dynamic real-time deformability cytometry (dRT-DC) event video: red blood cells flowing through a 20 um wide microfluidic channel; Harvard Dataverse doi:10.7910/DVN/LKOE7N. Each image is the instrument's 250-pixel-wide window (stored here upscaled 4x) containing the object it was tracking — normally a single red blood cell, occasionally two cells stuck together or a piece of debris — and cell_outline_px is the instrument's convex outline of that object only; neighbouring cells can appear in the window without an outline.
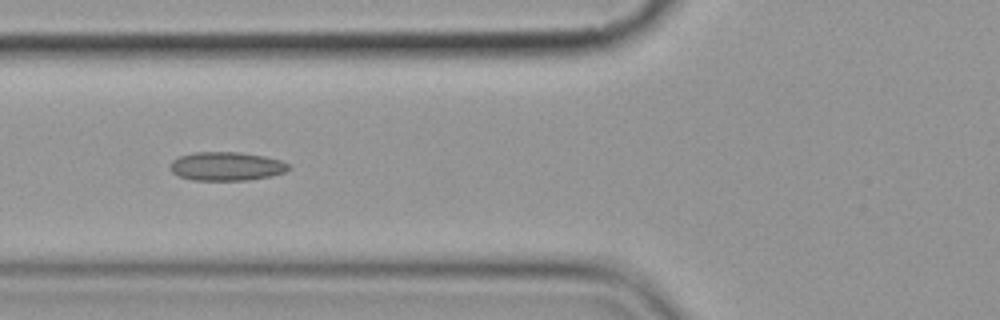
{"species": "common noctule bat (a hibernating species)", "species_latin": "Nyctalus noctula", "temperature_condition": "cold", "stored_images_in_passage": 13, "camera_frame_rate_fps": 3000, "um_per_image_px": 0.085, "animal": {"sex": "female", "body_mass_g": 19.9}, "frame": {"image": 1, "passage_image": 4, "time_ms": 3.667, "image_size_px": [1000, 320], "cell_outline_px": [[292, 168], [284, 172], [272, 176], [248, 180], [192, 180], [180, 176], [172, 172], [168, 168], [172, 160], [180, 156], [196, 152], [240, 152], [264, 156], [280, 160], [288, 164]], "centroid_in_image_um": [19.25, 14.13], "position_along_channel_um": 106.6, "area_um2": 19.88}}
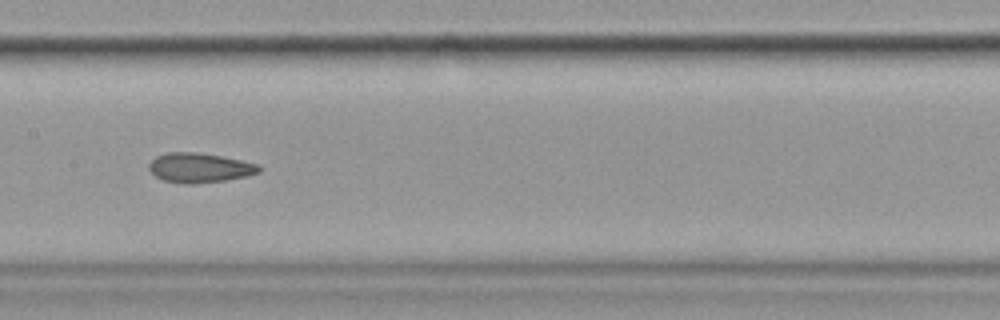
{"frame": {"image": 2, "passage_image": 6, "time_ms": 6.0, "image_size_px": [1000, 320], "cell_outline_px": [[260, 172], [248, 176], [224, 180], [192, 184], [184, 184], [164, 180], [156, 176], [148, 168], [148, 164], [156, 156], [168, 152], [196, 152], [220, 156], [260, 164]], "centroid_in_image_um": [16.97, 14.26], "position_along_channel_um": 190.4, "area_um2": 18.9}}
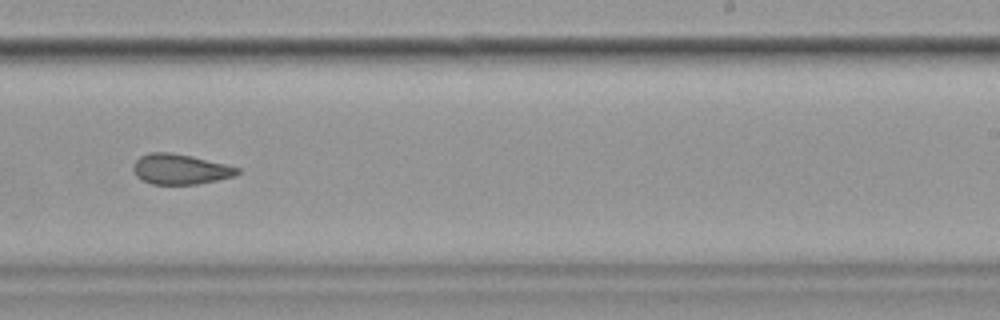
{"frame": {"image": 3, "passage_image": 8, "time_ms": 8.333, "image_size_px": [1000, 320], "cell_outline_px": [[240, 172], [236, 176], [196, 184], [152, 184], [136, 176], [132, 168], [132, 164], [140, 156], [148, 152], [168, 152], [192, 156], [240, 168]], "centroid_in_image_um": [15.3, 14.37], "position_along_channel_um": 273.7, "area_um2": 18.32}, "authors_computed_cell_mechanics": {"area_um2": 19.8832, "velocity_mm_per_s": 3.5949, "shape_relaxation_time_tau1_ms": null, "shape_relaxation_time_tau2_ms": 2.3397, "deformation_change_tau1": null, "deformation_change_tau2": 0.0715}}